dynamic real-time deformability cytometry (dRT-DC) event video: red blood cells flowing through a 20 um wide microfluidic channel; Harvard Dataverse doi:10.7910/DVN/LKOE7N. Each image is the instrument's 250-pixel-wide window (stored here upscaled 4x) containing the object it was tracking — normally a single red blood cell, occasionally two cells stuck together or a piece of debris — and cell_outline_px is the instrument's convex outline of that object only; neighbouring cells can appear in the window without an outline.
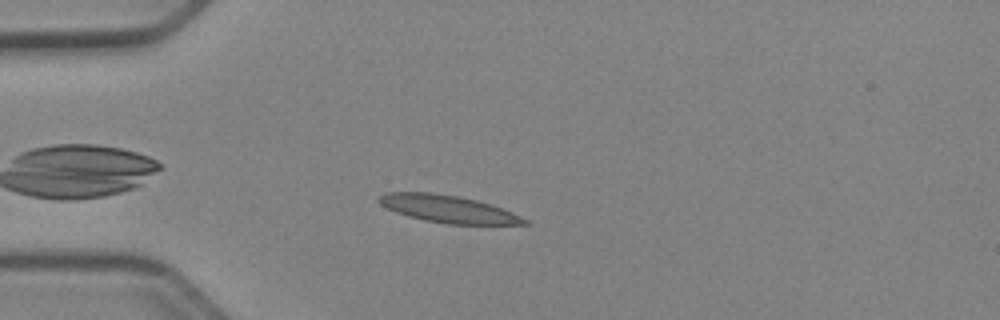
{"species": "Egyptian fruit bat (a non-hibernating species)", "species_latin": "Rousettus aegyptiacus", "temperature_condition": "cold", "stored_images_in_passage": 44, "camera_frame_rate_fps": 3000, "um_per_image_px": 0.085, "animal": {"sex": "female"}, "frame": {"image": 1, "passage_image": 6, "time_ms": 1.667, "image_size_px": [1000, 320], "cell_outline_px": [[532, 224], [448, 224], [424, 220], [408, 216], [396, 212], [380, 204], [376, 200], [376, 196], [384, 192], [432, 192], [460, 196], [492, 204], [512, 212], [528, 220]], "centroid_in_image_um": [38.05, 17.74], "position_along_channel_um": 46.9, "area_um2": 23.35}}
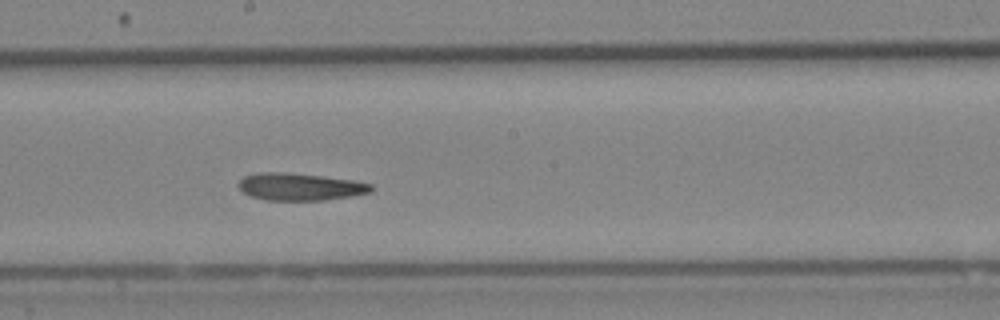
{"frame": {"image": 2, "passage_image": 21, "time_ms": 6.667, "image_size_px": [1000, 320], "cell_outline_px": [[376, 188], [372, 192], [352, 196], [324, 200], [268, 200], [252, 196], [244, 192], [236, 184], [244, 176], [260, 172], [284, 172], [320, 176], [352, 180], [372, 184]], "centroid_in_image_um": [25.54, 15.87], "position_along_channel_um": 222.7, "area_um2": 21.04}}
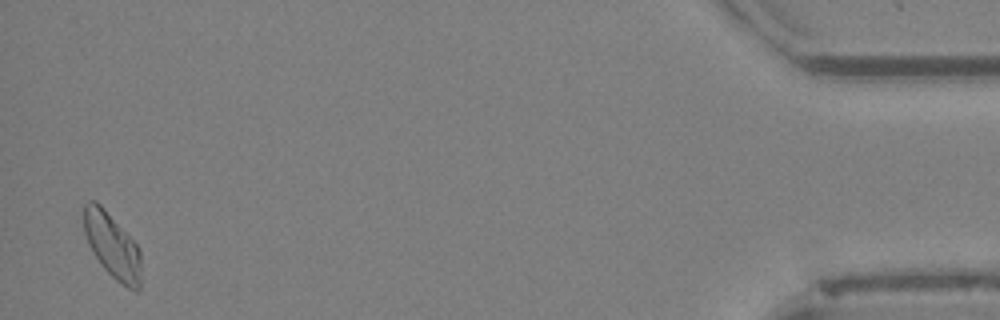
{"frame": {"image": 3, "passage_image": 43, "time_ms": 14.0, "image_size_px": [1000, 320], "cell_outline_px": [[140, 288], [136, 292], [120, 284], [100, 264], [92, 252], [88, 244], [84, 232], [84, 204], [88, 200], [96, 200], [100, 204], [140, 248]], "centroid_in_image_um": [9.53, 20.9], "position_along_channel_um": 425.7, "area_um2": 21.68}, "authors_computed_cell_mechanics": {"area_um2": 21.5305, "velocity_mm_per_s": 3.9177, "shape_relaxation_time_tau1_ms": 10.3333, "shape_relaxation_time_tau2_ms": 6.285, "deformation_change_tau1": 0.1977, "deformation_change_tau2": 0.1334}}